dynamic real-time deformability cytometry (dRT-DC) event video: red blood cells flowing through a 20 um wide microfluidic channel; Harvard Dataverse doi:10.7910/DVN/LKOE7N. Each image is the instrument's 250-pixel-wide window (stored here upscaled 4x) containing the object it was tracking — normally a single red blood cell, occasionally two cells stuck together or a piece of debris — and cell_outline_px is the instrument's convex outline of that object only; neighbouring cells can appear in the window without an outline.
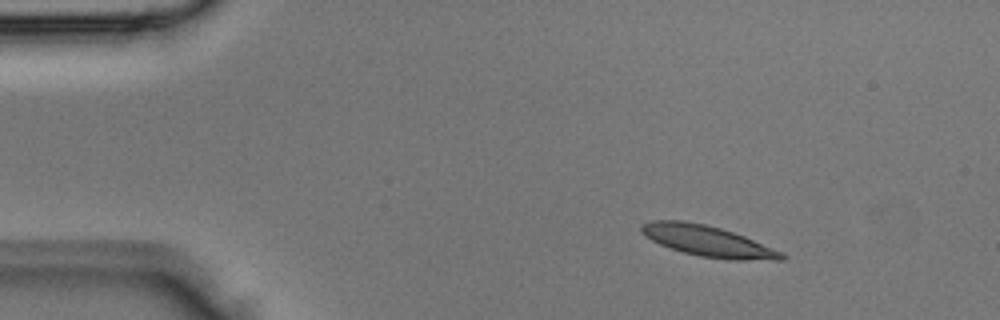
{"species": "Egyptian fruit bat (a non-hibernating species)", "species_latin": "Rousettus aegyptiacus", "temperature_condition": "room temperature", "stored_images_in_passage": 3, "camera_frame_rate_fps": 3000, "um_per_image_px": 0.085, "animal": {"sex": "male"}, "frame": {"image": 1, "passage_image": 1, "time_ms": 0.0, "image_size_px": [1000, 320], "cell_outline_px": [[788, 256], [784, 260], [732, 260], [700, 256], [684, 252], [660, 244], [644, 236], [640, 232], [640, 224], [652, 220], [680, 220], [704, 224], [720, 228], [744, 236], [784, 252]], "centroid_in_image_um": [60.18, 20.49], "position_along_channel_um": 24.8, "area_um2": 25.2}}
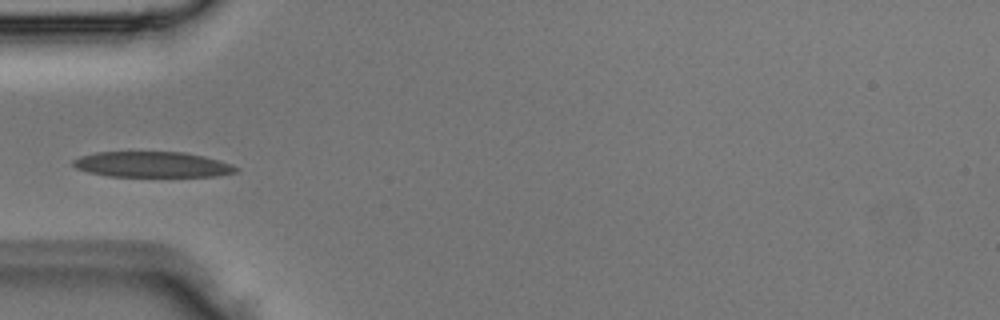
{"frame": {"image": 2, "passage_image": 3, "time_ms": 0.667, "image_size_px": [1000, 320], "cell_outline_px": [[240, 168], [236, 172], [216, 176], [108, 176], [88, 172], [76, 168], [72, 164], [72, 160], [80, 156], [96, 152], [184, 152], [204, 156], [220, 160], [232, 164]], "centroid_in_image_um": [12.95, 13.98], "position_along_channel_um": 72.0, "area_um2": 24.33}}